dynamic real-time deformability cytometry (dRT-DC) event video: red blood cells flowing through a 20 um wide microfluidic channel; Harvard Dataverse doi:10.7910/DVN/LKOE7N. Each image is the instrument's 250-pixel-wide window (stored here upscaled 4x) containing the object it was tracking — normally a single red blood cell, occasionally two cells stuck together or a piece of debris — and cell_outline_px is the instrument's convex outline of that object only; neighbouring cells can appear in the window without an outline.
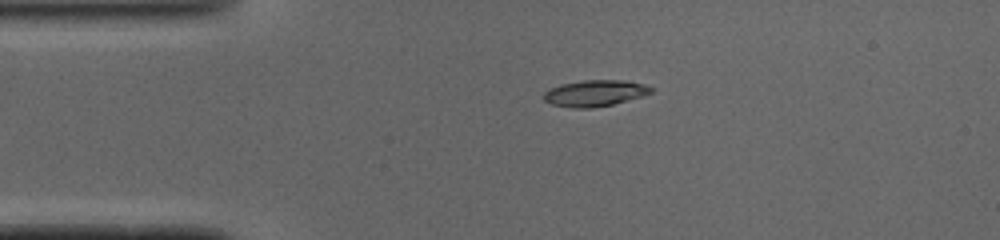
{"species": "common noctule bat (a hibernating species)", "species_latin": "Nyctalus noctula", "temperature_condition": "cold", "stored_images_in_passage": 40, "camera_frame_rate_fps": 3000, "um_per_image_px": 0.085, "animal": {"sex": "male", "body_mass_g": 19.0, "forearm_length_mm": 50.8}, "frame": {"image": 1, "passage_image": 1, "time_ms": 0.0, "image_size_px": [1000, 240], "cell_outline_px": [[652, 92], [640, 96], [612, 104], [592, 108], [572, 108], [552, 104], [544, 100], [544, 92], [560, 84], [584, 80], [620, 80], [644, 84], [652, 88]], "centroid_in_image_um": [50.53, 7.92], "position_along_channel_um": 34.5, "area_um2": 16.13}}
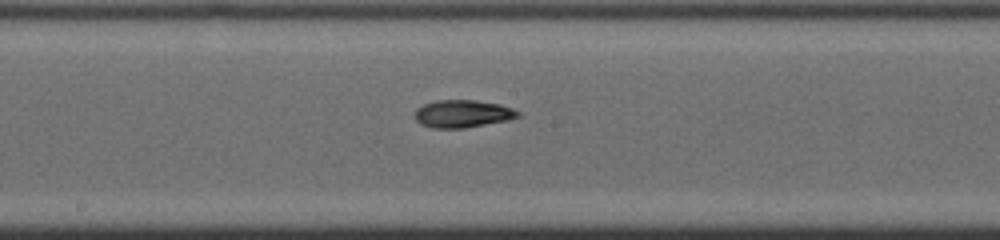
{"frame": {"image": 2, "passage_image": 16, "time_ms": 5.0, "image_size_px": [1000, 240], "cell_outline_px": [[520, 116], [508, 120], [464, 128], [432, 128], [420, 124], [416, 120], [416, 108], [424, 104], [436, 100], [476, 100], [500, 104], [512, 108], [520, 112]], "centroid_in_image_um": [39.33, 9.66], "position_along_channel_um": 208.9, "area_um2": 16.59}}
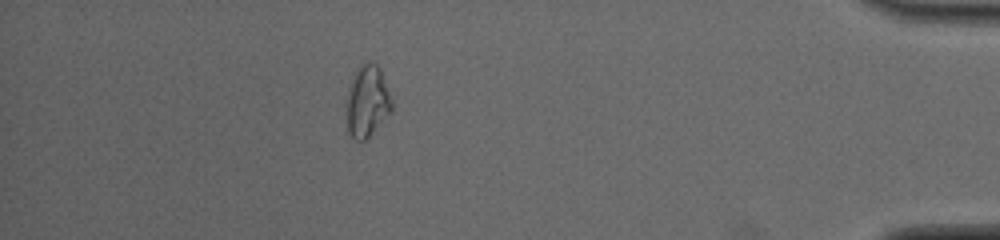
{"frame": {"image": 3, "passage_image": 34, "time_ms": 11.0, "image_size_px": [1000, 240], "cell_outline_px": [[392, 112], [364, 140], [356, 140], [348, 132], [348, 88], [356, 72], [364, 64], [376, 64], [380, 68], [392, 100]], "centroid_in_image_um": [31.25, 8.64], "position_along_channel_um": 403.9, "area_um2": 18.15}, "authors_computed_cell_mechanics": {"area_um2": 16.5308, "velocity_mm_per_s": 4.1075, "shape_relaxation_time_tau1_ms": 5.865, "shape_relaxation_time_tau2_ms": 5.226, "deformation_change_tau1": 0.213, "deformation_change_tau2": 0.1222}}